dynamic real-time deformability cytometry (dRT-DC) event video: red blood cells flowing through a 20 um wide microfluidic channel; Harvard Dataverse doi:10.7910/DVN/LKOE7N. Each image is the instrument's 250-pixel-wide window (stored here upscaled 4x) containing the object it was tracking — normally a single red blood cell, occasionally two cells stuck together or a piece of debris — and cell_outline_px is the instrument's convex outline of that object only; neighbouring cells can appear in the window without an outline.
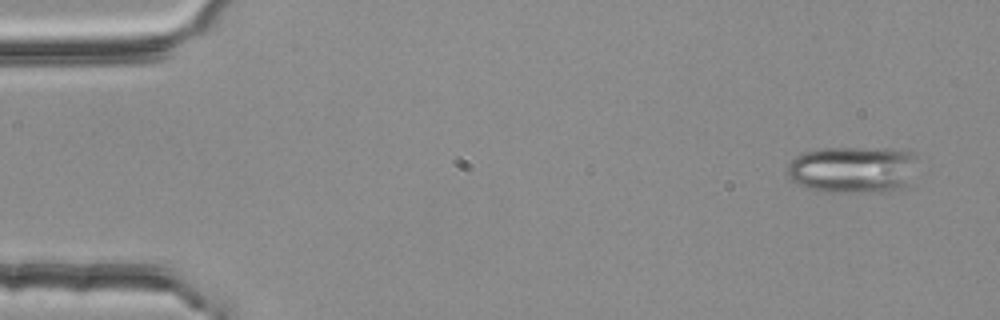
{"species": "common noctule bat (a hibernating species)", "species_latin": "Nyctalus noctula", "temperature_condition": "room temperature", "stored_images_in_passage": 4, "camera_frame_rate_fps": 3000, "um_per_image_px": 0.085, "animal": {"sex": "female", "body_mass_g": 25.1}, "frame": {"image": 1, "passage_image": 1, "time_ms": 0.0, "image_size_px": [1000, 320], "cell_outline_px": [[916, 156], [904, 188], [892, 192], [824, 192], [804, 188], [796, 184], [788, 176], [788, 164], [796, 156], [804, 152], [824, 148], [892, 148], [912, 152]], "centroid_in_image_um": [72.43, 14.42], "position_along_channel_um": 12.6, "area_um2": 35.66}}